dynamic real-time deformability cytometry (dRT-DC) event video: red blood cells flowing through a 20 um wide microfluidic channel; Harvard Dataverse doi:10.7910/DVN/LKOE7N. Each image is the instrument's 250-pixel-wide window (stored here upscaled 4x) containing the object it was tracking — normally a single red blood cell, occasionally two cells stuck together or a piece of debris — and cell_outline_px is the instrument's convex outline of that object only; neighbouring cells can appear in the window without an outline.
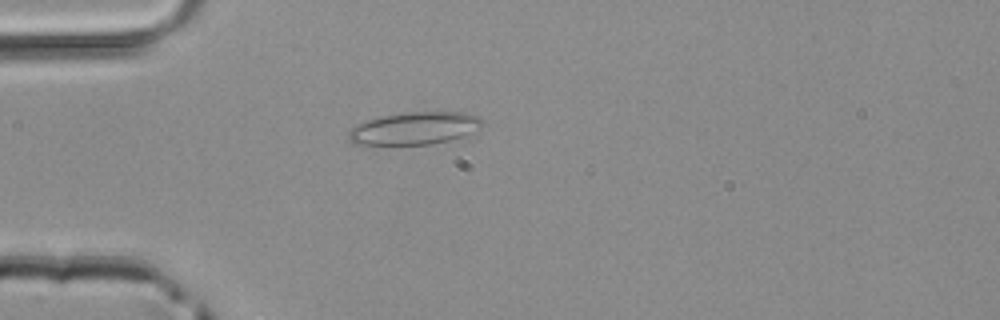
{"species": "common noctule bat (a hibernating species)", "species_latin": "Nyctalus noctula", "temperature_condition": "room temperature", "stored_images_in_passage": 7, "camera_frame_rate_fps": 3000, "um_per_image_px": 0.085, "animal": {"sex": "male", "body_mass_g": 20.4}, "frame": {"image": 1, "passage_image": 1, "time_ms": 0.0, "image_size_px": [1000, 320], "cell_outline_px": [[484, 124], [480, 132], [432, 144], [352, 144], [348, 136], [348, 132], [356, 124], [380, 116], [404, 112], [464, 112], [480, 116]], "centroid_in_image_um": [35.32, 10.89], "position_along_channel_um": 49.7, "area_um2": 25.66}}